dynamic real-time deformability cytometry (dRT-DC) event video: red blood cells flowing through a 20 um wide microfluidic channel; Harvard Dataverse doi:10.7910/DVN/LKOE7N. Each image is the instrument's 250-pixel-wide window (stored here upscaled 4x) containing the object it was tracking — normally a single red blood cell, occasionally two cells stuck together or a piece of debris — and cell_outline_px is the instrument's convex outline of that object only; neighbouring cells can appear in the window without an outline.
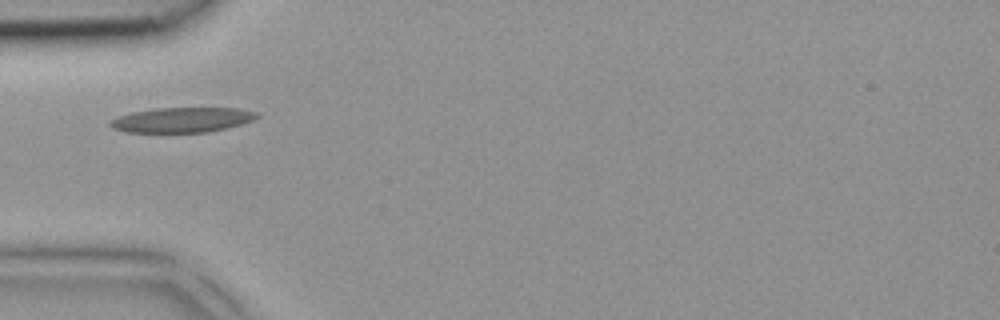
{"species": "common noctule bat (a hibernating species)", "species_latin": "Nyctalus noctula", "temperature_condition": "room temperature", "stored_images_in_passage": 5, "camera_frame_rate_fps": 3000, "um_per_image_px": 0.085, "animal": {"sex": "female", "body_mass_g": 18.4}, "frame": {"image": 1, "passage_image": 3, "time_ms": 0.667, "image_size_px": [1000, 320], "cell_outline_px": [[260, 116], [252, 120], [240, 124], [208, 132], [128, 132], [112, 128], [108, 124], [112, 120], [120, 116], [132, 112], [156, 108], [236, 108], [256, 112]], "centroid_in_image_um": [15.47, 10.19], "position_along_channel_um": 69.5, "area_um2": 21.04}}
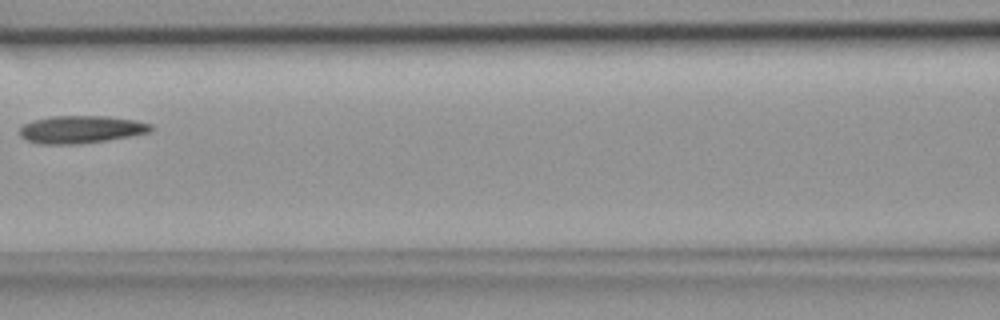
{"frame": {"image": 2, "passage_image": 5, "time_ms": 1.333, "image_size_px": [1000, 320], "cell_outline_px": [[152, 128], [148, 132], [108, 140], [80, 144], [40, 144], [28, 140], [20, 136], [20, 128], [24, 124], [32, 120], [52, 116], [108, 116], [136, 120], [152, 124]], "centroid_in_image_um": [6.87, 11.0], "position_along_channel_um": 159.7, "area_um2": 21.04}}